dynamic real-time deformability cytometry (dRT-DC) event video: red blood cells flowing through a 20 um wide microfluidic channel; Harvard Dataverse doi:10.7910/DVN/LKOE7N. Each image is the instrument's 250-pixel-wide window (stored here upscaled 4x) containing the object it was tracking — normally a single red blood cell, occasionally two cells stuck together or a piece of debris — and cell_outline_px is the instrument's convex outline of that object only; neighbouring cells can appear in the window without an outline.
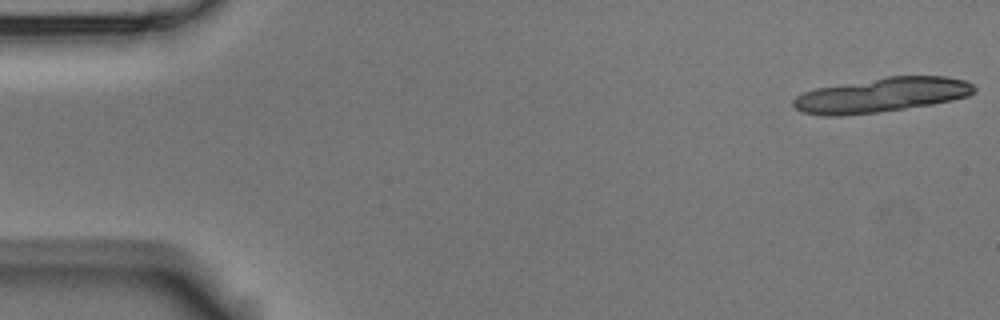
{"species": "Egyptian fruit bat (a non-hibernating species)", "species_latin": "Rousettus aegyptiacus", "temperature_condition": "room temperature", "stored_images_in_passage": 5, "camera_frame_rate_fps": 3000, "um_per_image_px": 0.085, "animal": {"sex": "male"}, "frame": {"image": 1, "passage_image": 1, "time_ms": 0.0, "image_size_px": [1000, 320], "cell_outline_px": [[976, 92], [968, 96], [952, 100], [932, 104], [880, 112], [840, 116], [824, 116], [800, 112], [792, 104], [792, 100], [796, 96], [804, 92], [816, 88], [888, 76], [948, 76], [964, 80], [972, 84], [976, 88]], "centroid_in_image_um": [74.93, 8.08], "position_along_channel_um": 10.1, "area_um2": 36.53}}